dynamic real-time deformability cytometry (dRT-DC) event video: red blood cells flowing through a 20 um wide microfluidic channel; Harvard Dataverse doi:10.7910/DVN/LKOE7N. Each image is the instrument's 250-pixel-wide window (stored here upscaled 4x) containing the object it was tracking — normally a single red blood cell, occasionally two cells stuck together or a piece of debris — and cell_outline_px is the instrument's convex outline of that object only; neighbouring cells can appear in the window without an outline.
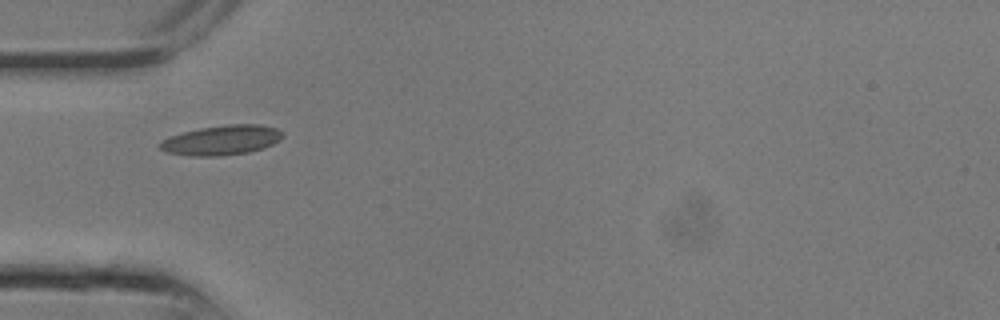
{"species": "common noctule bat (a hibernating species)", "species_latin": "Nyctalus noctula", "temperature_condition": "room temperature", "stored_images_in_passage": 7, "camera_frame_rate_fps": 3000, "um_per_image_px": 0.085, "animal": {"sex": "male", "body_mass_g": 13.3}, "frame": {"image": 1, "passage_image": 1, "time_ms": 0.0, "image_size_px": [1000, 320], "cell_outline_px": [[284, 136], [280, 140], [264, 148], [248, 152], [224, 156], [188, 156], [164, 152], [156, 144], [168, 136], [200, 128], [228, 124], [260, 124], [276, 128], [284, 132]], "centroid_in_image_um": [18.82, 11.92], "position_along_channel_um": 66.2, "area_um2": 21.62}}
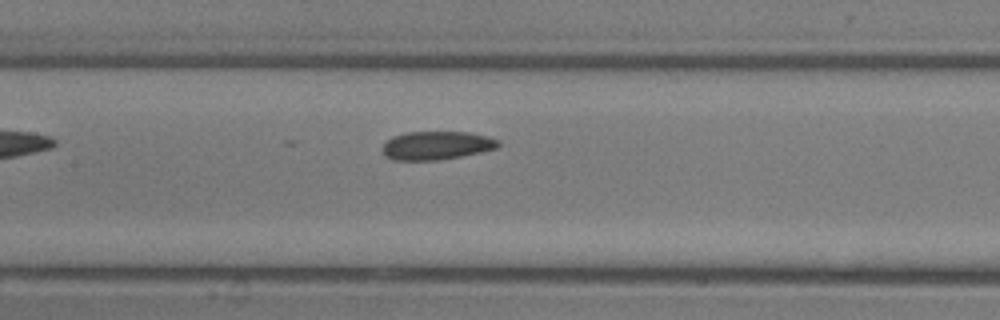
{"frame": {"image": 2, "passage_image": 5, "time_ms": 1.333, "image_size_px": [1000, 320], "cell_outline_px": [[500, 144], [496, 148], [480, 152], [440, 160], [392, 160], [384, 156], [380, 148], [392, 136], [408, 132], [468, 132], [488, 136], [500, 140]], "centroid_in_image_um": [37.08, 12.36], "position_along_channel_um": 170.3, "area_um2": 19.31}}
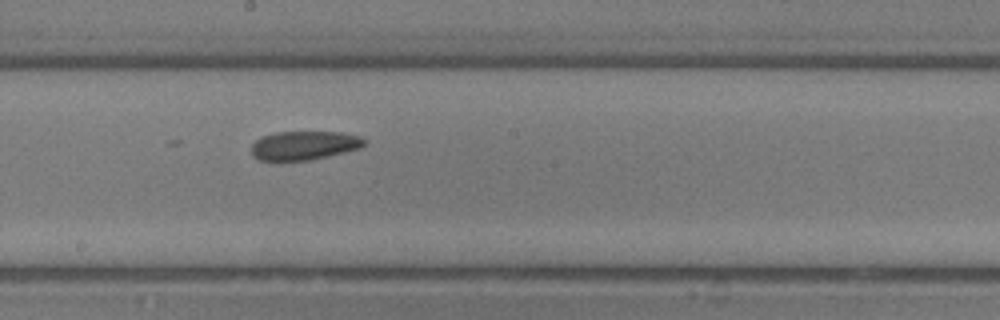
{"frame": {"image": 3, "passage_image": 7, "time_ms": 2.0, "image_size_px": [1000, 320], "cell_outline_px": [[368, 140], [360, 148], [312, 160], [260, 160], [252, 156], [252, 144], [260, 136], [276, 132], [340, 132], [360, 136]], "centroid_in_image_um": [25.86, 12.35], "position_along_channel_um": 222.3, "area_um2": 19.02}}